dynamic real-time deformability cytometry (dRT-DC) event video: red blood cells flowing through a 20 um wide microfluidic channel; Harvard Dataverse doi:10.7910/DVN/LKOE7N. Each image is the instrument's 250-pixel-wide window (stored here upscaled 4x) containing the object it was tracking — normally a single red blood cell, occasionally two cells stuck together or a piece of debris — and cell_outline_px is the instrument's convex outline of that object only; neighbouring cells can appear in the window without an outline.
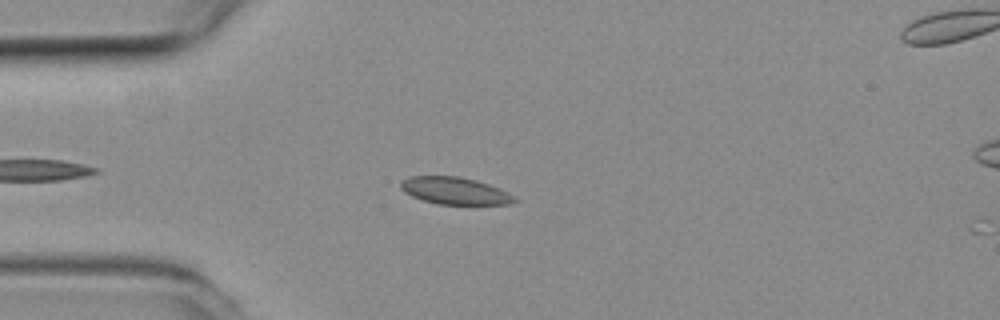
{"species": "common noctule bat (a hibernating species)", "species_latin": "Nyctalus noctula", "temperature_condition": "room temperature", "stored_images_in_passage": 8, "camera_frame_rate_fps": 3000, "um_per_image_px": 0.085, "animal": {"sex": "female", "body_mass_g": 19.3, "forearm_length_mm": 54.1}, "frame": {"image": 1, "passage_image": 7, "time_ms": 2.0, "image_size_px": [1000, 320], "cell_outline_px": [[516, 200], [508, 204], [440, 204], [424, 200], [412, 196], [404, 192], [400, 188], [400, 180], [408, 176], [460, 176], [476, 180], [500, 188], [516, 196]], "centroid_in_image_um": [38.64, 16.2], "position_along_channel_um": 46.4, "area_um2": 18.03}}